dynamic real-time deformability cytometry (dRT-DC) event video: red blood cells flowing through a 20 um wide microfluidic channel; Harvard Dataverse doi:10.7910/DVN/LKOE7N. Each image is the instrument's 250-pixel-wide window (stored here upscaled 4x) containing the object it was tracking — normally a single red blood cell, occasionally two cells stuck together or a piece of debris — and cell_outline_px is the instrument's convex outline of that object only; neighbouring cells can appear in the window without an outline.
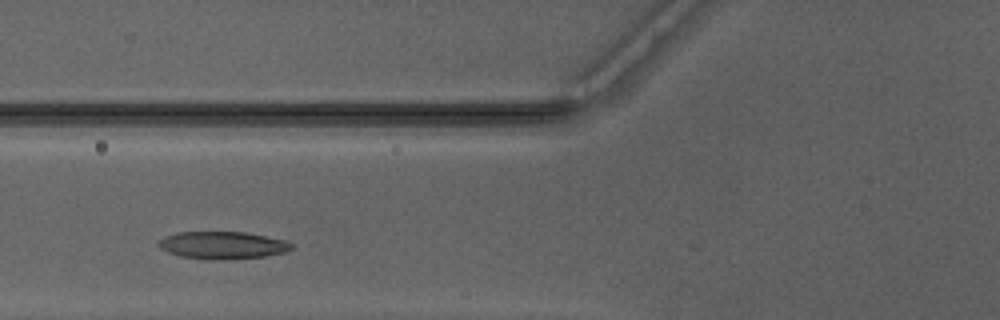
{"species": "Egyptian fruit bat (a non-hibernating species)", "species_latin": "Rousettus aegyptiacus", "temperature_condition": "warm", "stored_images_in_passage": 20, "camera_frame_rate_fps": 3000, "um_per_image_px": 0.085, "animal": {"sex": "male"}, "frame": {"image": 1, "passage_image": 7, "time_ms": 2.0, "image_size_px": [1000, 320], "cell_outline_px": [[296, 248], [284, 252], [264, 256], [224, 260], [212, 260], [180, 256], [168, 252], [160, 248], [156, 244], [164, 236], [176, 232], [244, 232], [288, 240], [296, 244]], "centroid_in_image_um": [18.96, 20.84], "position_along_channel_um": 106.8, "area_um2": 21.56}}
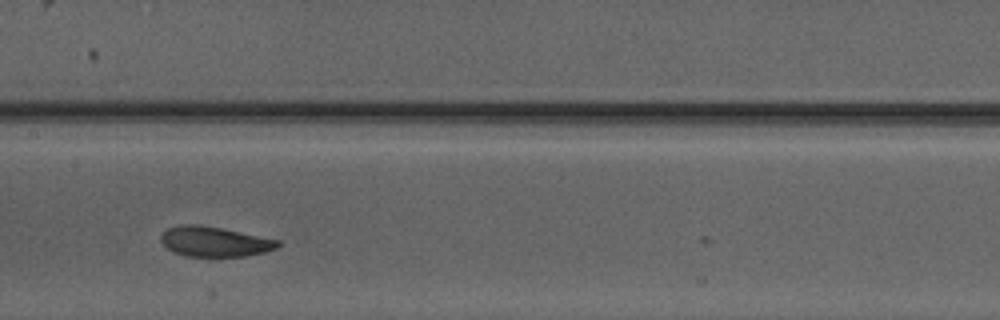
{"frame": {"image": 2, "passage_image": 13, "time_ms": 4.0, "image_size_px": [1000, 320], "cell_outline_px": [[280, 244], [276, 248], [264, 252], [248, 256], [184, 256], [172, 252], [160, 240], [160, 236], [168, 228], [184, 224], [196, 224], [220, 228], [280, 240]], "centroid_in_image_um": [18.23, 20.54], "position_along_channel_um": 189.2, "area_um2": 20.29}}
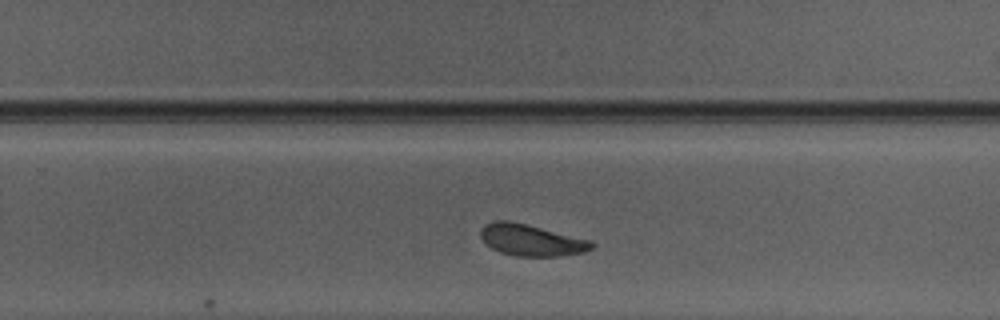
{"frame": {"image": 3, "passage_image": 20, "time_ms": 6.333, "image_size_px": [1000, 320], "cell_outline_px": [[596, 244], [592, 248], [584, 252], [560, 256], [516, 256], [500, 252], [492, 248], [480, 236], [480, 232], [484, 224], [496, 220], [508, 220], [528, 224], [592, 240]], "centroid_in_image_um": [45.19, 20.4], "position_along_channel_um": 284.6, "area_um2": 20.52}}